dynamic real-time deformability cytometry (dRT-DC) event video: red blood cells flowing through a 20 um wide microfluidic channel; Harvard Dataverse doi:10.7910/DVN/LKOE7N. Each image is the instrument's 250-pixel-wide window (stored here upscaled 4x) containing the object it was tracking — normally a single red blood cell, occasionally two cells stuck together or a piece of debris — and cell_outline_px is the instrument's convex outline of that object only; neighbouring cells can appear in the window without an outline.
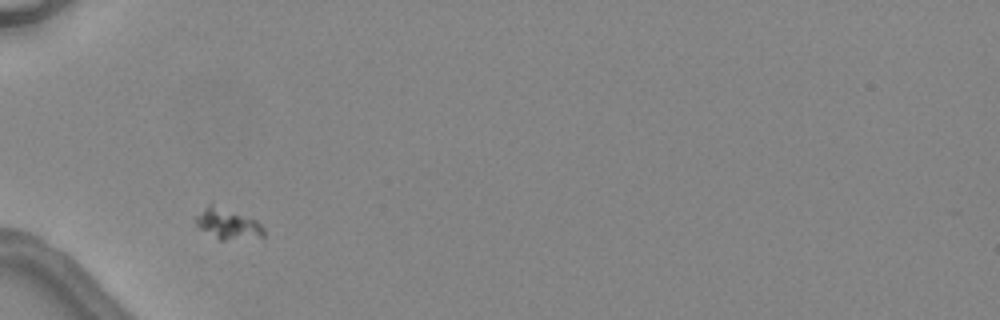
{"species": "common noctule bat (a hibernating species)", "species_latin": "Nyctalus noctula", "temperature_condition": "warm", "stored_images_in_passage": 2, "camera_frame_rate_fps": 3000, "um_per_image_px": 0.085, "animal": {"sex": "female", "body_mass_g": 24.6, "forearm_length_mm": 56.2}, "frame": {"image": 1, "passage_image": 1, "time_ms": 0.0, "image_size_px": [1000, 320], "cell_outline_px": [[264, 236], [224, 240], [220, 240], [200, 228], [196, 224], [196, 216], [212, 200], [256, 220], [264, 228]], "centroid_in_image_um": [19.34, 18.96], "position_along_channel_um": 65.7, "area_um2": 12.31}}